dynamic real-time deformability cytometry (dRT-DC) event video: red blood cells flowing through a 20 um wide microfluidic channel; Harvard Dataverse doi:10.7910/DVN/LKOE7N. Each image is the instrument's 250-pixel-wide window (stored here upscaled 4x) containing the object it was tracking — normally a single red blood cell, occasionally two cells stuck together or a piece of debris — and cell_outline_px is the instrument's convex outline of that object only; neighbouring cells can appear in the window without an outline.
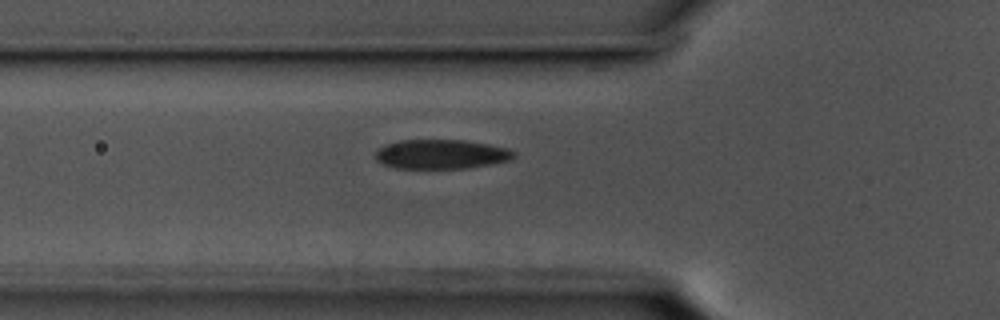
{"species": "common noctule bat (a hibernating species)", "species_latin": "Nyctalus noctula", "temperature_condition": "cold", "stored_images_in_passage": 24, "camera_frame_rate_fps": 3000, "um_per_image_px": 0.085, "animal": {"sex": "male", "body_mass_g": 17.5, "forearm_length_mm": 52.3}, "frame": {"image": 1, "passage_image": 3, "time_ms": 0.667, "image_size_px": [1000, 320], "cell_outline_px": [[516, 156], [512, 160], [468, 168], [396, 168], [384, 164], [376, 160], [376, 148], [400, 140], [464, 140], [488, 144], [508, 148], [516, 152]], "centroid_in_image_um": [37.53, 13.1], "position_along_channel_um": 88.3, "area_um2": 23.76}}
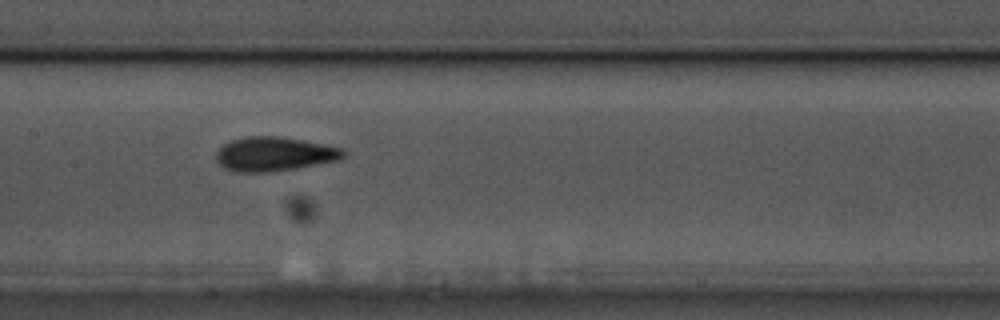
{"frame": {"image": 2, "passage_image": 11, "time_ms": 3.333, "image_size_px": [1000, 320], "cell_outline_px": [[344, 156], [340, 160], [296, 168], [272, 172], [236, 172], [224, 168], [216, 160], [216, 152], [224, 144], [232, 140], [244, 136], [280, 136], [324, 144], [344, 148]], "centroid_in_image_um": [23.31, 13.09], "position_along_channel_um": 184.1, "area_um2": 25.43}}
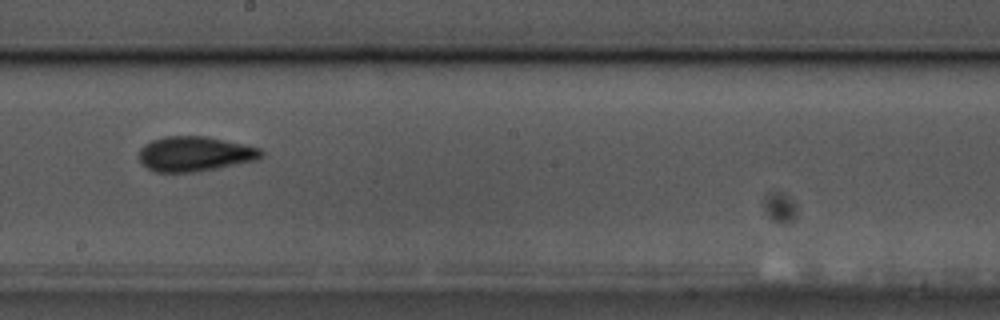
{"frame": {"image": 3, "passage_image": 15, "time_ms": 4.667, "image_size_px": [1000, 320], "cell_outline_px": [[264, 156], [260, 160], [196, 172], [156, 172], [148, 168], [140, 160], [140, 148], [144, 144], [152, 140], [164, 136], [208, 136], [260, 148], [264, 152]], "centroid_in_image_um": [16.61, 13.08], "position_along_channel_um": 231.6, "area_um2": 25.03}}